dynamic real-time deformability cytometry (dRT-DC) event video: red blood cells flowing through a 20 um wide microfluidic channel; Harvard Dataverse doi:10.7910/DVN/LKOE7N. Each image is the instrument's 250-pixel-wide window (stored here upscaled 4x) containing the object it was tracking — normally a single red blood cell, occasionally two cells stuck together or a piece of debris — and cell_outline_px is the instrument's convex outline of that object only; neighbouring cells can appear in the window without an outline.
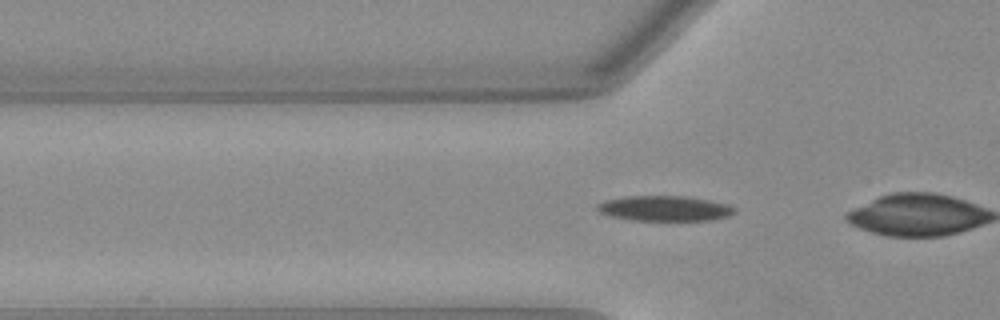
{"species": "Egyptian fruit bat (a non-hibernating species)", "species_latin": "Rousettus aegyptiacus", "temperature_condition": "warm", "stored_images_in_passage": 4, "camera_frame_rate_fps": 3000, "um_per_image_px": 0.085, "animal": {"sex": "female"}, "frame": {"image": 1, "passage_image": 3, "time_ms": 0.667, "image_size_px": [1000, 320], "cell_outline_px": [[732, 212], [728, 216], [708, 220], [632, 220], [612, 216], [600, 212], [596, 208], [596, 204], [604, 200], [624, 196], [688, 196], [728, 204], [732, 208]], "centroid_in_image_um": [56.42, 17.7], "position_along_channel_um": 69.4, "area_um2": 19.94}}